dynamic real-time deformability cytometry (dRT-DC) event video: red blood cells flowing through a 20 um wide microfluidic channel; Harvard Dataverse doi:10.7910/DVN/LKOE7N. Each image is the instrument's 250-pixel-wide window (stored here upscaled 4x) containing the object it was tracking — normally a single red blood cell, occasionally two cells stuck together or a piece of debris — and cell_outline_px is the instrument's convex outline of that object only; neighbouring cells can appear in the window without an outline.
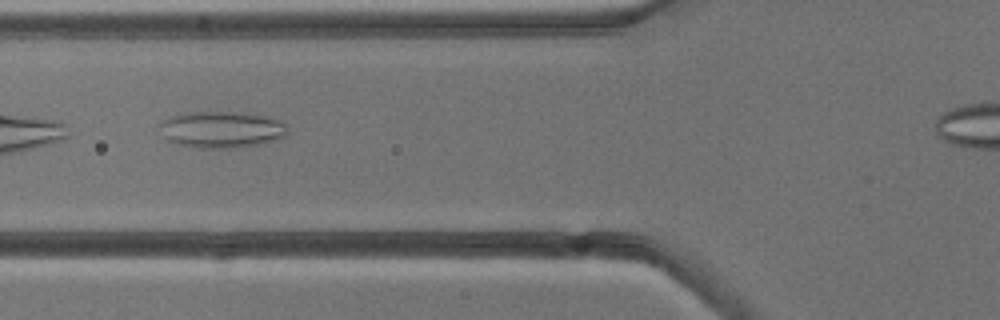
{"species": "common noctule bat (a hibernating species)", "species_latin": "Nyctalus noctula", "temperature_condition": "cold", "stored_images_in_passage": 4, "camera_frame_rate_fps": 3000, "um_per_image_px": 0.085, "animal": {"sex": "male", "body_mass_g": 13.3}, "frame": {"image": 1, "passage_image": 2, "time_ms": 1.0, "image_size_px": [1000, 320], "cell_outline_px": [[288, 136], [260, 144], [232, 148], [200, 148], [180, 144], [168, 140], [160, 124], [164, 120], [172, 116], [188, 112], [240, 112], [264, 116], [280, 120], [288, 128]], "centroid_in_image_um": [18.91, 11.01], "position_along_channel_um": 106.9, "area_um2": 26.93}}